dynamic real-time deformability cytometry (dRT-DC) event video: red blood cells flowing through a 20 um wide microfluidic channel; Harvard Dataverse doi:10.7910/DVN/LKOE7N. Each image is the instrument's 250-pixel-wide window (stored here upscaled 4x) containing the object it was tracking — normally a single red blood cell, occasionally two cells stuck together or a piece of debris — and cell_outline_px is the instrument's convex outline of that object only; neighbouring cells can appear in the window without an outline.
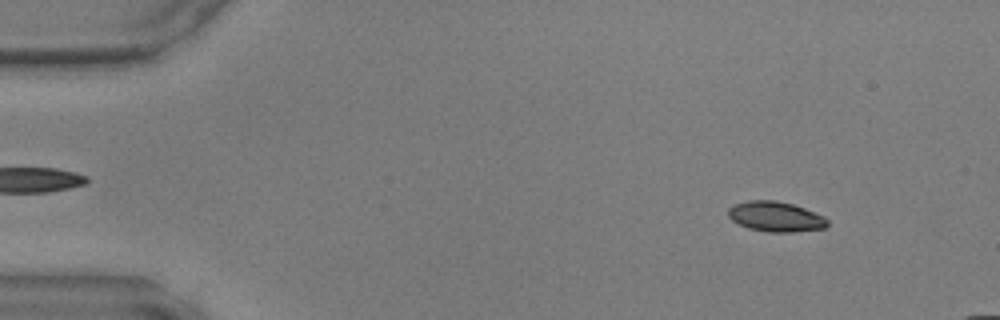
{"species": "common noctule bat (a hibernating species)", "species_latin": "Nyctalus noctula", "temperature_condition": "warm", "stored_images_in_passage": 46, "camera_frame_rate_fps": 3000, "um_per_image_px": 0.085, "animal": {"sex": "male", "body_mass_g": 17.9, "forearm_length_mm": 54.2}, "frame": {"image": 1, "passage_image": 5, "time_ms": 1.333, "image_size_px": [1000, 320], "cell_outline_px": [[828, 224], [824, 228], [792, 232], [768, 232], [748, 228], [732, 220], [728, 216], [728, 208], [736, 204], [748, 200], [776, 200], [792, 204], [804, 208], [824, 216], [828, 220]], "centroid_in_image_um": [65.93, 18.41], "position_along_channel_um": 19.1, "area_um2": 17.34}}
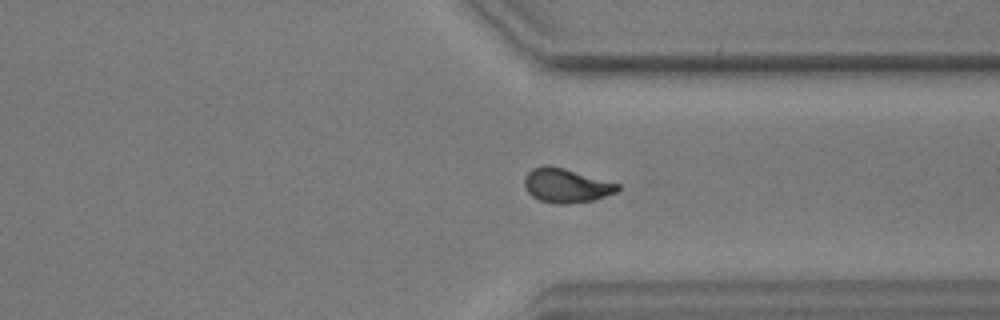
{"frame": {"image": 2, "passage_image": 36, "time_ms": 11.667, "image_size_px": [1000, 320], "cell_outline_px": [[620, 188], [616, 192], [592, 200], [568, 204], [556, 204], [540, 200], [532, 196], [524, 188], [524, 176], [532, 168], [544, 164], [548, 164], [564, 168], [620, 184]], "centroid_in_image_um": [48.08, 15.76], "position_along_channel_um": 363.3, "area_um2": 18.61}}
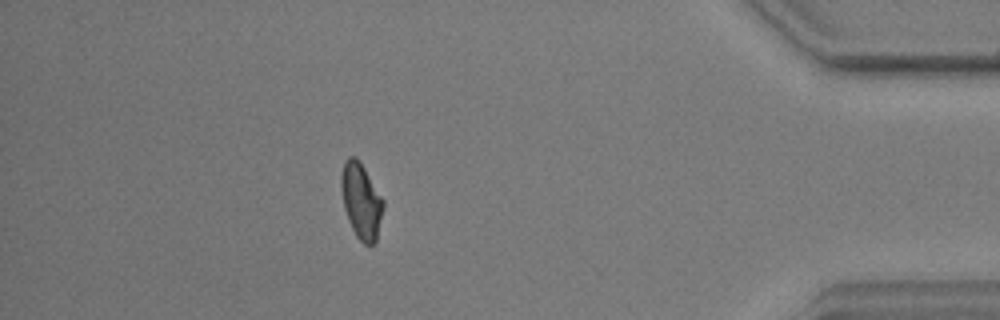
{"frame": {"image": 3, "passage_image": 42, "time_ms": 13.667, "image_size_px": [1000, 320], "cell_outline_px": [[384, 208], [376, 240], [372, 244], [364, 244], [356, 236], [348, 220], [344, 208], [340, 188], [340, 176], [344, 160], [348, 156], [356, 156], [360, 160], [384, 200]], "centroid_in_image_um": [30.69, 17.02], "position_along_channel_um": 404.5, "area_um2": 18.79}}